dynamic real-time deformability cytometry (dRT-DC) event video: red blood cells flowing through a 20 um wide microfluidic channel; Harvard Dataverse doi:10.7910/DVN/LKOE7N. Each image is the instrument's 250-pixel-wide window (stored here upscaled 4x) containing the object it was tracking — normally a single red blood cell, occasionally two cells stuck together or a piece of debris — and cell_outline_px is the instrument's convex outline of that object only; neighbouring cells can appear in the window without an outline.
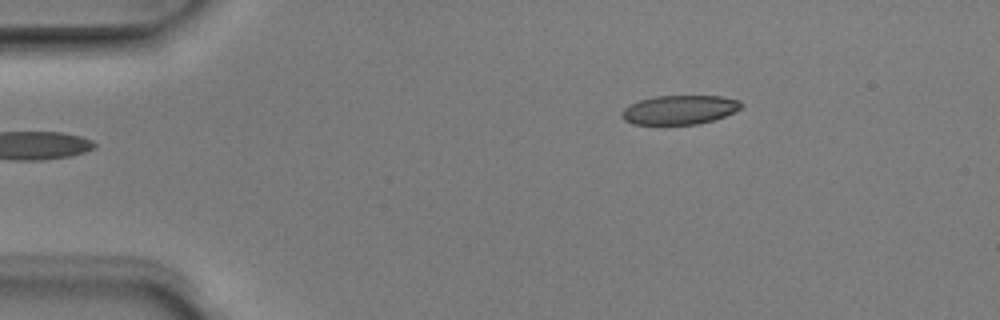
{"species": "Egyptian fruit bat (a non-hibernating species)", "species_latin": "Rousettus aegyptiacus", "temperature_condition": "room temperature", "stored_images_in_passage": 2, "camera_frame_rate_fps": 3000, "um_per_image_px": 0.085, "animal": {"sex": "male"}, "frame": {"image": 1, "passage_image": 2, "time_ms": 0.333, "image_size_px": [1000, 320], "cell_outline_px": [[744, 104], [736, 112], [712, 120], [696, 124], [632, 124], [624, 120], [620, 116], [620, 112], [628, 104], [640, 100], [656, 96], [720, 96], [740, 100]], "centroid_in_image_um": [57.74, 9.33], "position_along_channel_um": 27.3, "area_um2": 20.35}}